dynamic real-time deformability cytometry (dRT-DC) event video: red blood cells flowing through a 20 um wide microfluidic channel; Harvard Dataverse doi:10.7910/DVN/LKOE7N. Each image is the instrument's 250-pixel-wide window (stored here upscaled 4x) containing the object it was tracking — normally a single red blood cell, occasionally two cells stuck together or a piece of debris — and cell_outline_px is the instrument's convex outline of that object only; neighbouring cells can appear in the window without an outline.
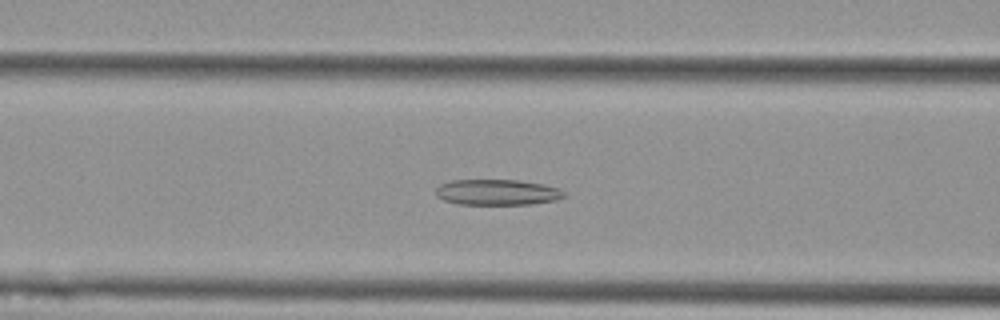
{"species": "Egyptian fruit bat (a non-hibernating species)", "species_latin": "Rousettus aegyptiacus", "temperature_condition": "cold", "stored_images_in_passage": 56, "camera_frame_rate_fps": 3000, "um_per_image_px": 0.085, "animal": {"sex": "female"}, "frame": {"image": 1, "passage_image": 22, "time_ms": 7.0, "image_size_px": [1000, 320], "cell_outline_px": [[568, 196], [556, 200], [532, 204], [460, 204], [444, 200], [436, 196], [436, 188], [440, 184], [452, 180], [520, 180], [544, 184], [560, 188]], "centroid_in_image_um": [42.31, 16.33], "position_along_channel_um": 124.3, "area_um2": 19.36}}
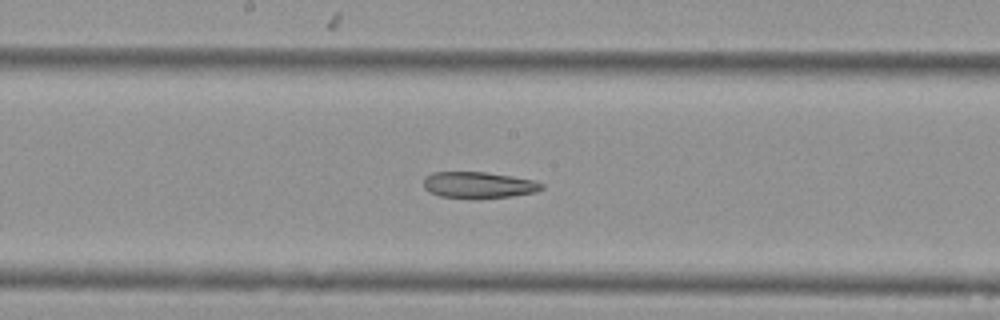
{"frame": {"image": 2, "passage_image": 29, "time_ms": 9.333, "image_size_px": [1000, 320], "cell_outline_px": [[544, 188], [536, 192], [512, 196], [480, 200], [476, 200], [440, 196], [428, 192], [424, 188], [424, 176], [432, 172], [484, 172], [532, 180], [544, 184]], "centroid_in_image_um": [40.64, 15.75], "position_along_channel_um": 207.6, "area_um2": 18.5}}
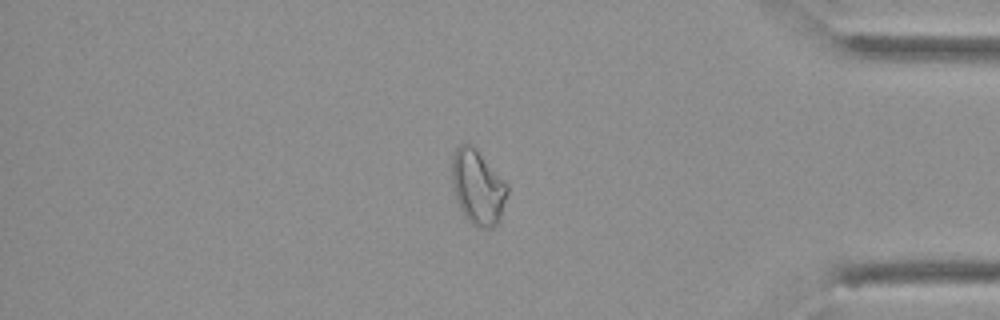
{"frame": {"image": 3, "passage_image": 47, "time_ms": 15.333, "image_size_px": [1000, 320], "cell_outline_px": [[508, 192], [500, 220], [492, 228], [480, 228], [472, 224], [464, 216], [456, 200], [452, 184], [452, 156], [456, 148], [460, 144], [472, 144], [476, 148], [508, 184]], "centroid_in_image_um": [40.61, 15.91], "position_along_channel_um": 394.6, "area_um2": 24.28}, "authors_computed_cell_mechanics": {"area_um2": 23.5824, "velocity_mm_per_s": 3.5759, "shape_relaxation_time_tau1_ms": null, "shape_relaxation_time_tau2_ms": 10.671, "deformation_change_tau1": null, "deformation_change_tau2": 0.2174}}